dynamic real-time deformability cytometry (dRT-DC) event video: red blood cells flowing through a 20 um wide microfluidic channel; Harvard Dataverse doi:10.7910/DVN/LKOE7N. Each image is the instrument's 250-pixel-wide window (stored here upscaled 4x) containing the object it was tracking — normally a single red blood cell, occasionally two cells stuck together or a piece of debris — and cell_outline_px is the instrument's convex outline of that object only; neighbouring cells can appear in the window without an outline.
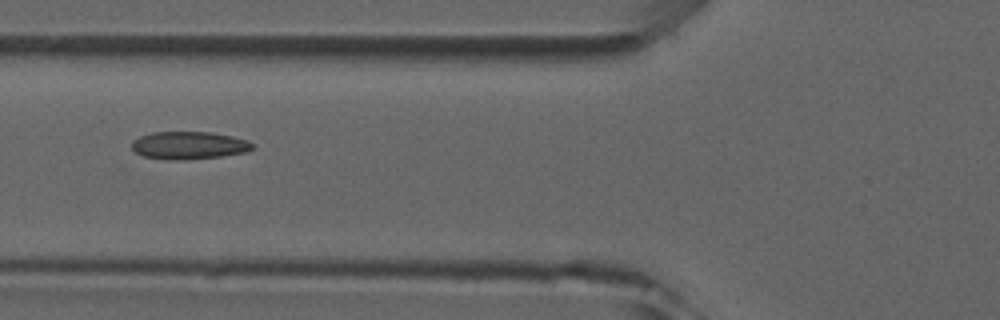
{"species": "common noctule bat (a hibernating species)", "species_latin": "Nyctalus noctula", "temperature_condition": "room temperature", "stored_images_in_passage": 2, "camera_frame_rate_fps": 3000, "um_per_image_px": 0.085, "animal": {"sex": "male", "forearm_length_mm": 52.5}, "frame": {"image": 1, "passage_image": 2, "time_ms": 1.0, "image_size_px": [1000, 320], "cell_outline_px": [[252, 148], [248, 152], [224, 156], [184, 160], [168, 160], [144, 156], [136, 152], [132, 148], [132, 140], [140, 136], [152, 132], [212, 132], [232, 136], [248, 140], [252, 144]], "centroid_in_image_um": [16.07, 12.36], "position_along_channel_um": 109.7, "area_um2": 19.59}}